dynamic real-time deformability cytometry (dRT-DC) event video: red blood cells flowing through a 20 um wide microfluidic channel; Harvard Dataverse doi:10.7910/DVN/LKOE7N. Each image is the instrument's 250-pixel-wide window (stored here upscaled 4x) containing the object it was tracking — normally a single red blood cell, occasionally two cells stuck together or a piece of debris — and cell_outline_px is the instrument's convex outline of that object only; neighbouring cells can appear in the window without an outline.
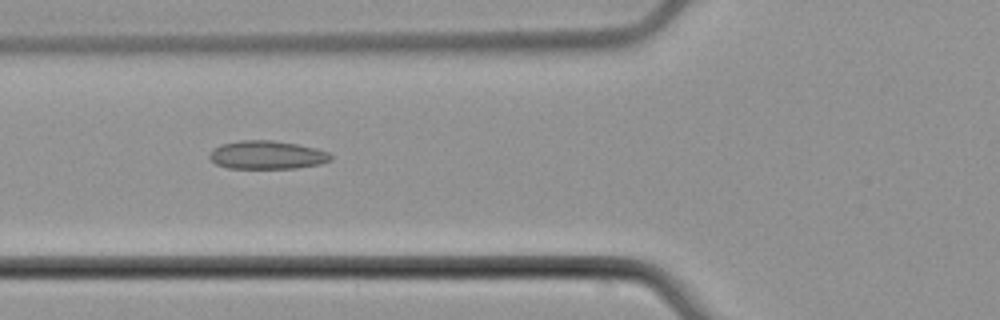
{"species": "common noctule bat (a hibernating species)", "species_latin": "Nyctalus noctula", "temperature_condition": "cold", "stored_images_in_passage": 5, "camera_frame_rate_fps": 3000, "um_per_image_px": 0.085, "animal": {"sex": "male", "body_mass_g": 21.5, "forearm_length_mm": 52.0}, "frame": {"image": 1, "passage_image": 4, "time_ms": 3.667, "image_size_px": [1000, 320], "cell_outline_px": [[332, 160], [320, 164], [296, 168], [228, 168], [216, 164], [208, 156], [212, 148], [220, 144], [240, 140], [272, 140], [296, 144], [316, 148], [328, 152], [332, 156]], "centroid_in_image_um": [22.68, 13.17], "position_along_channel_um": 103.1, "area_um2": 20.11}}
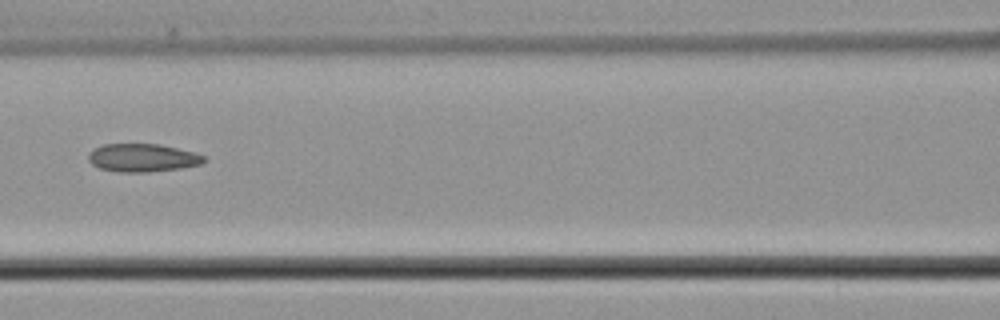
{"frame": {"image": 2, "passage_image": 5, "time_ms": 5.0, "image_size_px": [1000, 320], "cell_outline_px": [[208, 160], [200, 164], [180, 168], [148, 172], [120, 172], [100, 168], [92, 164], [88, 160], [88, 156], [96, 148], [104, 144], [160, 144], [196, 152], [204, 156]], "centroid_in_image_um": [12.16, 13.41], "position_along_channel_um": 154.4, "area_um2": 18.84}}